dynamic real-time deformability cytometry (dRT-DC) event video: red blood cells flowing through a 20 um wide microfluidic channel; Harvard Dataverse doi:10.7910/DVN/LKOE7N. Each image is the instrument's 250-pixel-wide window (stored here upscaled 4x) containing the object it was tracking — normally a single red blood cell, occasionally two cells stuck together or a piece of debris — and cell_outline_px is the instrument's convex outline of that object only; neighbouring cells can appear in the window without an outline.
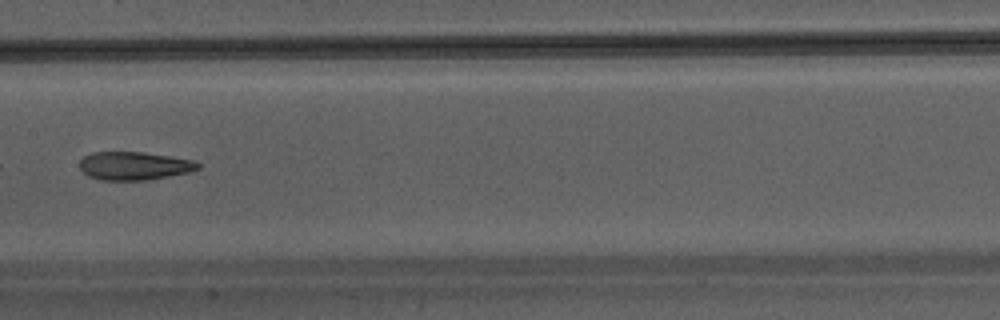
{"species": "Egyptian fruit bat (a non-hibernating species)", "species_latin": "Rousettus aegyptiacus", "temperature_condition": "warm", "stored_images_in_passage": 28, "camera_frame_rate_fps": 3000, "um_per_image_px": 0.085, "animal": {"sex": "male"}, "frame": {"image": 1, "passage_image": 9, "time_ms": 2.667, "image_size_px": [1000, 320], "cell_outline_px": [[200, 168], [188, 172], [168, 176], [144, 180], [100, 180], [88, 176], [80, 168], [80, 160], [84, 156], [92, 152], [144, 152], [196, 160], [200, 164]], "centroid_in_image_um": [11.41, 14.09], "position_along_channel_um": 196.0, "area_um2": 19.48}}